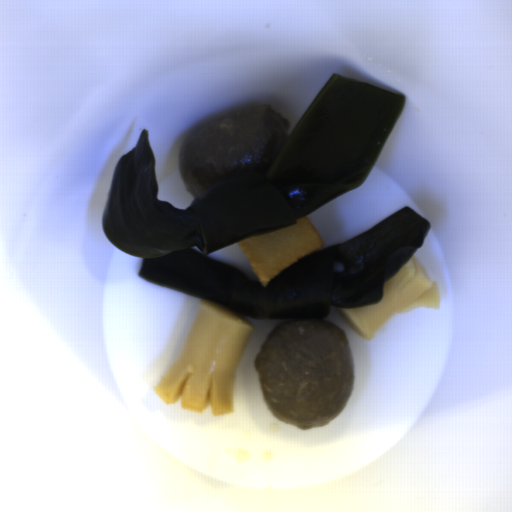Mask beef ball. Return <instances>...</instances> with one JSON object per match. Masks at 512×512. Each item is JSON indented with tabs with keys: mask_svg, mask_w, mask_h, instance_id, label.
<instances>
[{
	"mask_svg": "<svg viewBox=\"0 0 512 512\" xmlns=\"http://www.w3.org/2000/svg\"><path fill=\"white\" fill-rule=\"evenodd\" d=\"M263 400L281 422L310 430L347 405L355 382L346 332L325 319L279 323L254 358Z\"/></svg>",
	"mask_w": 512,
	"mask_h": 512,
	"instance_id": "beef-ball-1",
	"label": "beef ball"
},
{
	"mask_svg": "<svg viewBox=\"0 0 512 512\" xmlns=\"http://www.w3.org/2000/svg\"><path fill=\"white\" fill-rule=\"evenodd\" d=\"M290 122L268 104L216 119L193 131L178 152L179 175L193 198L243 172L267 173L289 139Z\"/></svg>",
	"mask_w": 512,
	"mask_h": 512,
	"instance_id": "beef-ball-2",
	"label": "beef ball"
}]
</instances>
